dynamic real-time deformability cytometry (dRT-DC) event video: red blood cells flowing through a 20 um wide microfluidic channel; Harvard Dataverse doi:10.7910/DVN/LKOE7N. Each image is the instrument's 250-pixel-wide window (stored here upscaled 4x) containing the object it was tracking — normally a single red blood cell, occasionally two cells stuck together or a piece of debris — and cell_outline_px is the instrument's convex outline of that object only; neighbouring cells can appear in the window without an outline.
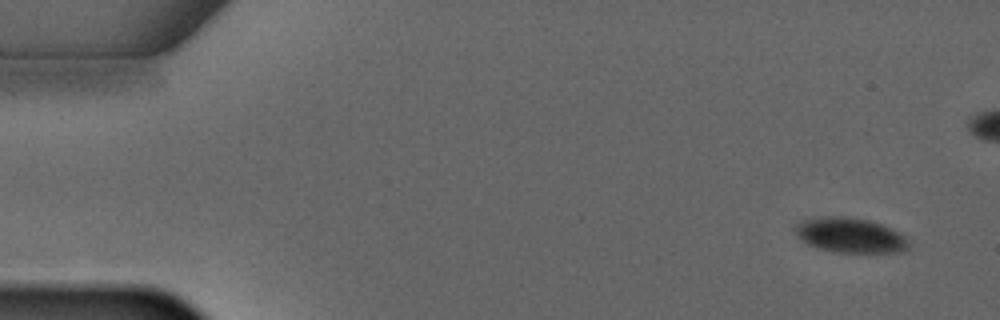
{"species": "common noctule bat (a hibernating species)", "species_latin": "Nyctalus noctula", "temperature_condition": "warm", "stored_images_in_passage": 5, "camera_frame_rate_fps": 3000, "um_per_image_px": 0.085, "animal": {"sex": "male", "forearm_length_mm": 52.5}, "frame": {"image": 1, "passage_image": 1, "time_ms": 0.0, "image_size_px": [1000, 320], "cell_outline_px": [[908, 252], [832, 252], [816, 248], [800, 240], [796, 236], [792, 228], [796, 224], [804, 220], [828, 216], [844, 216], [868, 220], [880, 224], [900, 232], [908, 240]], "centroid_in_image_um": [72.24, 20.01], "position_along_channel_um": 12.8, "area_um2": 23.29}}